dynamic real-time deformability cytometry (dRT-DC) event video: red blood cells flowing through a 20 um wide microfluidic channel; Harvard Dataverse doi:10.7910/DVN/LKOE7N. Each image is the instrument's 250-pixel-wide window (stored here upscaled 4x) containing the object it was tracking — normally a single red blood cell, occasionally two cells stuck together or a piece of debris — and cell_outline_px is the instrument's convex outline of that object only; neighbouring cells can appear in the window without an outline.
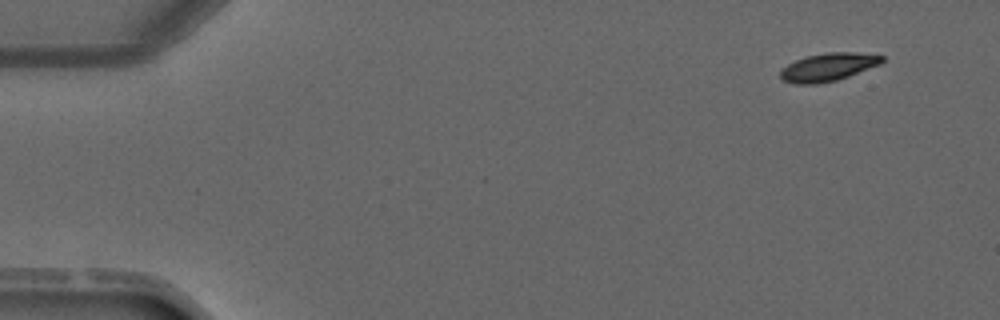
{"species": "common noctule bat (a hibernating species)", "species_latin": "Nyctalus noctula", "temperature_condition": "warm", "stored_images_in_passage": 2, "camera_frame_rate_fps": 3000, "um_per_image_px": 0.085, "animal": {"sex": "male", "forearm_length_mm": 52.5}, "frame": {"image": 1, "passage_image": 1, "time_ms": 0.0, "image_size_px": [1000, 320], "cell_outline_px": [[884, 60], [880, 64], [848, 76], [836, 80], [816, 84], [796, 84], [784, 80], [780, 76], [780, 72], [788, 64], [804, 56], [828, 52], [852, 52], [884, 56]], "centroid_in_image_um": [70.39, 5.69], "position_along_channel_um": 14.6, "area_um2": 16.36}}